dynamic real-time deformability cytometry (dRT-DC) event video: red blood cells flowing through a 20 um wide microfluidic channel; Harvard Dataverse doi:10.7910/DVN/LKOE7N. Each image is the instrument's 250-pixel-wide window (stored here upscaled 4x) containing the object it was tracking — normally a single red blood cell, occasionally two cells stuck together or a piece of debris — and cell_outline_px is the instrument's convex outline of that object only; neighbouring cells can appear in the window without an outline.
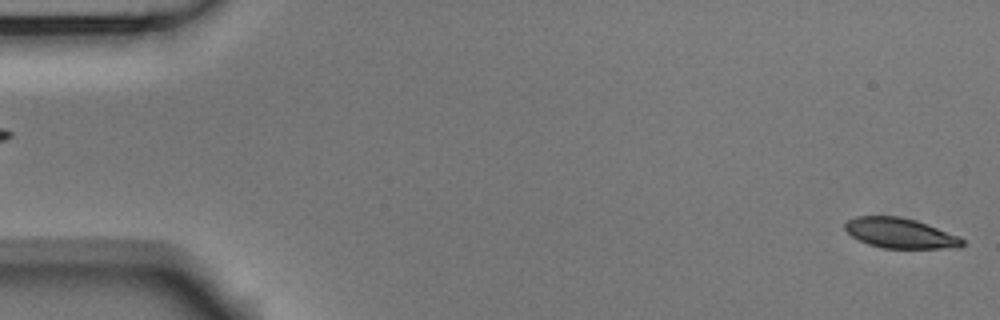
{"species": "Egyptian fruit bat (a non-hibernating species)", "species_latin": "Rousettus aegyptiacus", "temperature_condition": "room temperature", "stored_images_in_passage": 5, "segment_of_instrument_passage": [2, 2], "camera_frame_rate_fps": 3000, "um_per_image_px": 0.085, "animal": {"sex": "male"}, "frame": {"image": 1, "passage_image": 5, "time_ms": 1.333, "image_size_px": [1000, 320], "cell_outline_px": [[964, 244], [960, 248], [884, 248], [868, 244], [852, 236], [844, 228], [844, 224], [848, 220], [856, 216], [900, 216], [916, 220], [960, 236], [964, 240]], "centroid_in_image_um": [76.54, 19.81], "position_along_channel_um": 8.5, "area_um2": 20.63}}